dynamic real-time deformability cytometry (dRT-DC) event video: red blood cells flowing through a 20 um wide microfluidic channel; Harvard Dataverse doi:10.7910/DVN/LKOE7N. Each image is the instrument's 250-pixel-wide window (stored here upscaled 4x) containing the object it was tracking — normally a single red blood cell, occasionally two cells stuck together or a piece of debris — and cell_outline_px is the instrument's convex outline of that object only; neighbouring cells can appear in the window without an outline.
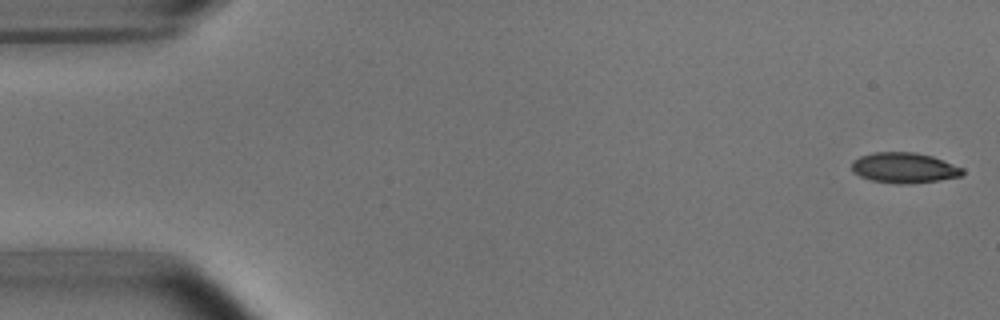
{"species": "common noctule bat (a hibernating species)", "species_latin": "Nyctalus noctula", "temperature_condition": "room temperature", "stored_images_in_passage": 51, "camera_frame_rate_fps": 3000, "um_per_image_px": 0.085, "animal": {"sex": "male", "body_mass_g": 15.6}, "frame": {"image": 1, "passage_image": 1, "time_ms": 0.0, "image_size_px": [1000, 320], "cell_outline_px": [[964, 172], [960, 176], [940, 180], [908, 184], [896, 184], [872, 180], [860, 176], [852, 172], [852, 160], [860, 156], [872, 152], [916, 152], [932, 156], [944, 160], [964, 168]], "centroid_in_image_um": [76.85, 14.26], "position_along_channel_um": 8.1, "area_um2": 19.83}}
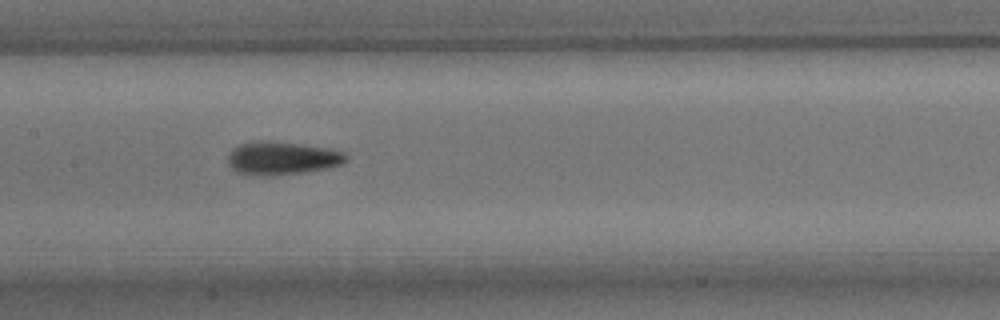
{"frame": {"image": 2, "passage_image": 25, "time_ms": 8.0, "image_size_px": [1000, 320], "cell_outline_px": [[348, 160], [344, 164], [308, 172], [272, 176], [256, 176], [236, 172], [228, 164], [228, 156], [232, 148], [240, 144], [252, 140], [264, 140], [300, 144], [332, 148], [344, 152], [348, 156]], "centroid_in_image_um": [23.99, 13.45], "position_along_channel_um": 183.4, "area_um2": 23.41}}
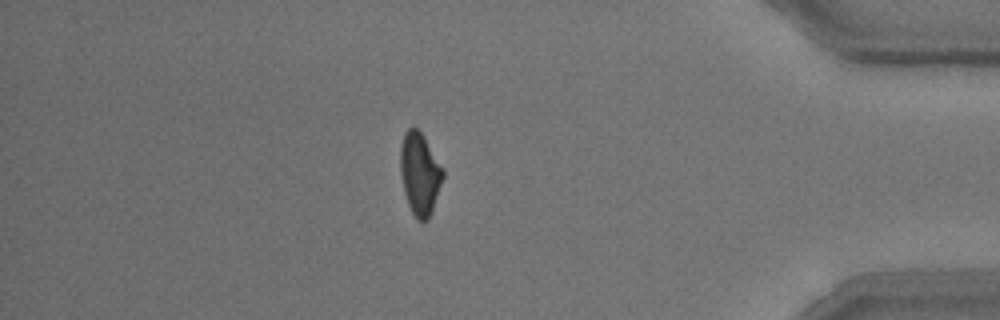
{"frame": {"image": 3, "passage_image": 45, "time_ms": 14.667, "image_size_px": [1000, 320], "cell_outline_px": [[444, 176], [432, 212], [428, 220], [416, 220], [408, 204], [404, 192], [400, 172], [400, 148], [404, 132], [408, 128], [416, 128], [420, 132], [444, 168]], "centroid_in_image_um": [35.68, 14.78], "position_along_channel_um": 399.5, "area_um2": 20.4}, "authors_computed_cell_mechanics": {"area_um2": 20.8658, "velocity_mm_per_s": 3.8068, "shape_relaxation_time_tau1_ms": 5.4253, "shape_relaxation_time_tau2_ms": 3.1661, "deformation_change_tau1": 0.1588, "deformation_change_tau2": 0.0924}}